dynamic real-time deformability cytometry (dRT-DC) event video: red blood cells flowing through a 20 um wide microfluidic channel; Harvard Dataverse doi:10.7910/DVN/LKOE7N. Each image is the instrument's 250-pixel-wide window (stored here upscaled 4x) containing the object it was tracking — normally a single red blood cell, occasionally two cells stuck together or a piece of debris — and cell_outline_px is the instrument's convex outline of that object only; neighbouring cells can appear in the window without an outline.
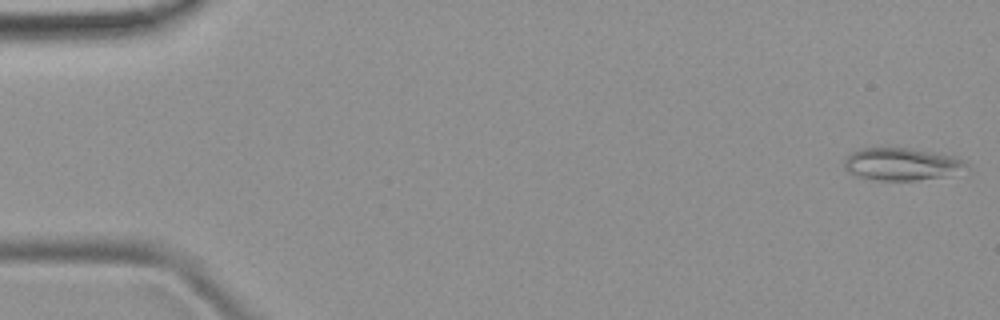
{"species": "common noctule bat (a hibernating species)", "species_latin": "Nyctalus noctula", "temperature_condition": "room temperature", "stored_images_in_passage": 4, "camera_frame_rate_fps": 3000, "um_per_image_px": 0.085, "animal": {"sex": "female", "body_mass_g": 19.9}, "frame": {"image": 1, "passage_image": 1, "time_ms": 0.0, "image_size_px": [1000, 320], "cell_outline_px": [[968, 168], [944, 176], [916, 180], [880, 180], [860, 176], [844, 168], [844, 160], [852, 152], [864, 148], [912, 148], [936, 152], [956, 156], [964, 160], [968, 164]], "centroid_in_image_um": [76.7, 13.93], "position_along_channel_um": 8.3, "area_um2": 22.83}}